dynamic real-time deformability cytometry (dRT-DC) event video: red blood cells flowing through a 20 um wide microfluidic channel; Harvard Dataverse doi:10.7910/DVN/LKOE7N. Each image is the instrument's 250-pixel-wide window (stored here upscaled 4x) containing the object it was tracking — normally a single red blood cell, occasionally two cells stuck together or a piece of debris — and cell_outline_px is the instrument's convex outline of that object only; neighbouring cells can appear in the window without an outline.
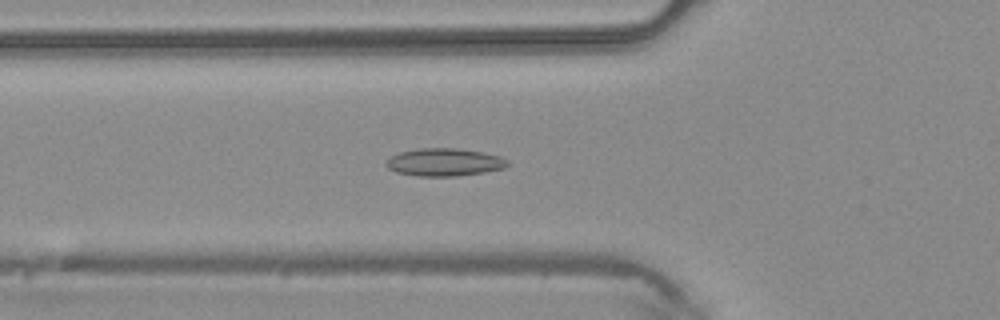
{"species": "common noctule bat (a hibernating species)", "species_latin": "Nyctalus noctula", "temperature_condition": "warm", "stored_images_in_passage": 45, "camera_frame_rate_fps": 3000, "um_per_image_px": 0.085, "animal": {"sex": "male", "body_mass_g": 20.4}, "frame": {"image": 1, "passage_image": 16, "time_ms": 5.0, "image_size_px": [1000, 320], "cell_outline_px": [[508, 164], [504, 168], [484, 172], [456, 176], [420, 176], [396, 172], [388, 168], [384, 164], [392, 156], [400, 152], [420, 148], [456, 148], [484, 152], [500, 156], [508, 160]], "centroid_in_image_um": [37.78, 13.78], "position_along_channel_um": 88.0, "area_um2": 19.54}}
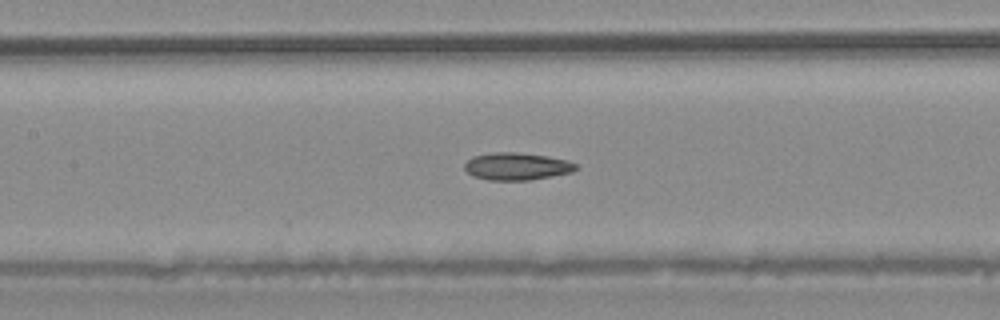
{"frame": {"image": 2, "passage_image": 21, "time_ms": 6.667, "image_size_px": [1000, 320], "cell_outline_px": [[580, 168], [572, 172], [532, 180], [488, 180], [472, 176], [464, 168], [464, 164], [472, 156], [492, 152], [516, 152], [548, 156], [568, 160], [576, 164]], "centroid_in_image_um": [43.94, 14.14], "position_along_channel_um": 163.5, "area_um2": 17.98}}
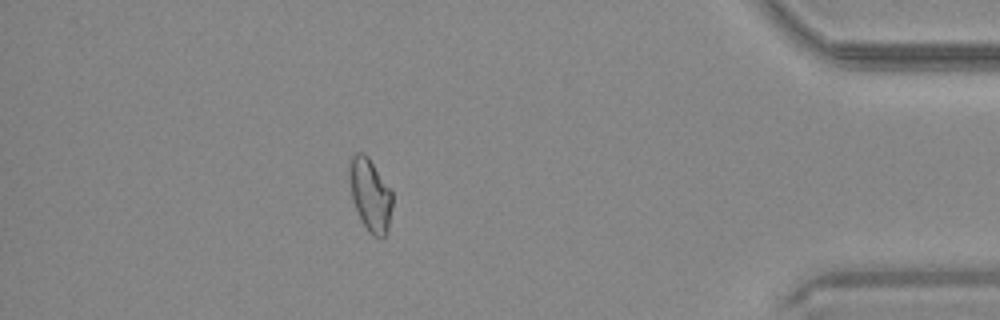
{"frame": {"image": 3, "passage_image": 40, "time_ms": 13.0, "image_size_px": [1000, 320], "cell_outline_px": [[392, 208], [388, 228], [384, 236], [372, 236], [368, 232], [356, 208], [352, 196], [348, 176], [348, 168], [352, 156], [356, 152], [364, 152], [368, 156], [392, 192]], "centroid_in_image_um": [31.46, 16.52], "position_along_channel_um": 403.7, "area_um2": 17.98}}